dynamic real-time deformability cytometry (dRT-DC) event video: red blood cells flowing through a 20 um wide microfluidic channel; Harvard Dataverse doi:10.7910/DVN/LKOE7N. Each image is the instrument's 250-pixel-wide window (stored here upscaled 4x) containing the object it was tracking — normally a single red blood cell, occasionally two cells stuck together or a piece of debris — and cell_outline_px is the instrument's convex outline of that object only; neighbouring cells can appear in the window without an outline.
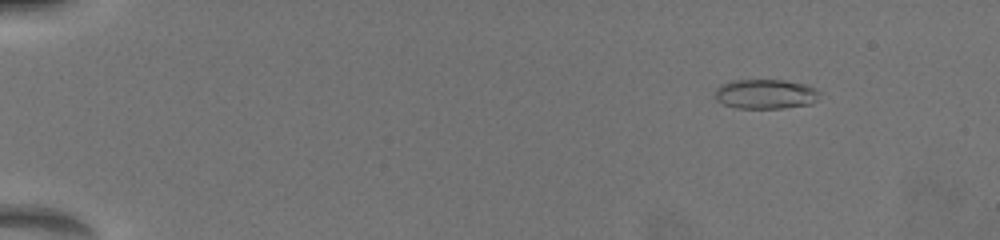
{"species": "common noctule bat (a hibernating species)", "species_latin": "Nyctalus noctula", "temperature_condition": "warm", "stored_images_in_passage": 54, "camera_frame_rate_fps": 3000, "um_per_image_px": 0.085, "animal": {"sex": "female", "body_mass_g": 19.5, "forearm_length_mm": 54.1}, "frame": {"image": 1, "passage_image": 3, "time_ms": 0.667, "image_size_px": [1000, 240], "cell_outline_px": [[820, 92], [816, 100], [812, 104], [784, 108], [736, 108], [724, 104], [716, 100], [716, 88], [720, 84], [732, 80], [784, 80], [804, 84], [816, 88]], "centroid_in_image_um": [65.07, 7.99], "position_along_channel_um": 19.9, "area_um2": 18.15}}
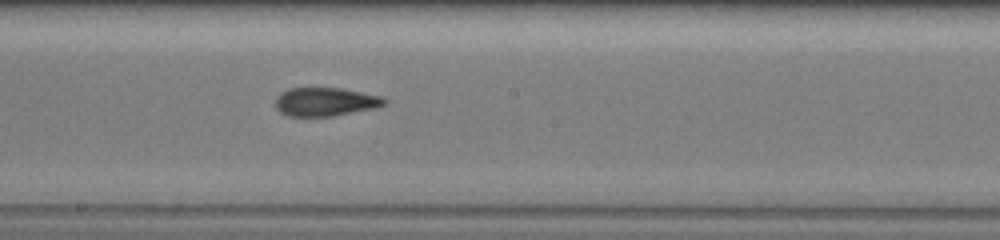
{"frame": {"image": 2, "passage_image": 33, "time_ms": 9.333, "image_size_px": [1000, 240], "cell_outline_px": [[388, 104], [376, 108], [332, 116], [288, 116], [280, 112], [276, 108], [276, 96], [280, 92], [288, 88], [340, 88], [384, 96], [388, 100]], "centroid_in_image_um": [27.69, 8.65], "position_along_channel_um": 220.5, "area_um2": 18.38}}
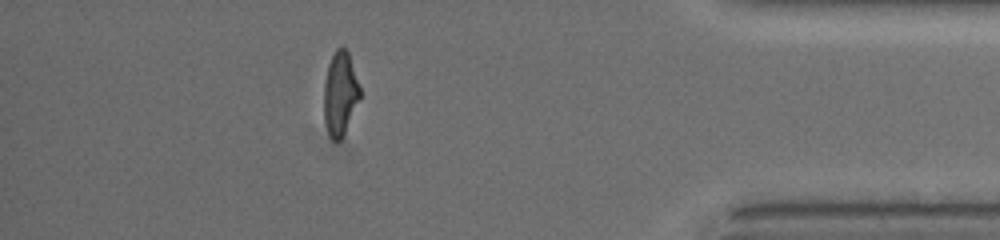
{"frame": {"image": 3, "passage_image": 49, "time_ms": 15.0, "image_size_px": [1000, 240], "cell_outline_px": [[360, 96], [344, 132], [340, 140], [332, 140], [328, 132], [324, 120], [324, 84], [328, 64], [336, 48], [344, 48], [348, 52], [360, 88]], "centroid_in_image_um": [28.89, 7.94], "position_along_channel_um": 406.3, "area_um2": 17.11}, "authors_computed_cell_mechanics": {"area_um2": 18.0914, "velocity_mm_per_s": 3.8833, "shape_relaxation_time_tau1_ms": 8.5846, "shape_relaxation_time_tau2_ms": 2.0272, "deformation_change_tau1": 0.2746, "deformation_change_tau2": 0.108}}